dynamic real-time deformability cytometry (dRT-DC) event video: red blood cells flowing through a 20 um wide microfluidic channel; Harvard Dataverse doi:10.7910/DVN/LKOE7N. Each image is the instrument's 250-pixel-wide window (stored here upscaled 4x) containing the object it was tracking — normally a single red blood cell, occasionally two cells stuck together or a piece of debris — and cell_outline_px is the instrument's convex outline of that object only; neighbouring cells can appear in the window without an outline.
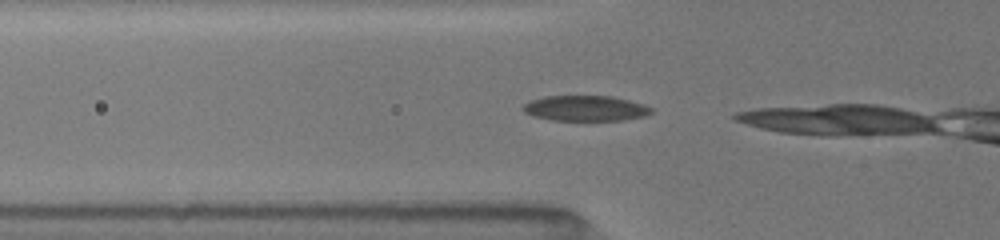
{"species": "common noctule bat (a hibernating species)", "species_latin": "Nyctalus noctula", "temperature_condition": "room temperature", "stored_images_in_passage": 4, "camera_frame_rate_fps": 3000, "um_per_image_px": 0.085, "animal": {"sex": "female", "body_mass_g": 19.5, "forearm_length_mm": 54.1}, "frame": {"image": 1, "passage_image": 2, "time_ms": 0.333, "image_size_px": [1000, 240], "cell_outline_px": [[652, 112], [644, 116], [620, 120], [552, 120], [536, 116], [524, 112], [520, 108], [524, 104], [532, 100], [544, 96], [612, 96], [644, 104], [652, 108]], "centroid_in_image_um": [49.75, 9.2], "position_along_channel_um": 76.0, "area_um2": 18.84}}